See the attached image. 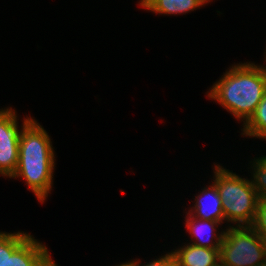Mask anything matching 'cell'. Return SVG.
Masks as SVG:
<instances>
[{"instance_id": "1", "label": "cell", "mask_w": 266, "mask_h": 266, "mask_svg": "<svg viewBox=\"0 0 266 266\" xmlns=\"http://www.w3.org/2000/svg\"><path fill=\"white\" fill-rule=\"evenodd\" d=\"M19 139V157L11 178L21 177L43 203L52 190L55 151L44 128L32 117L24 118Z\"/></svg>"}, {"instance_id": "2", "label": "cell", "mask_w": 266, "mask_h": 266, "mask_svg": "<svg viewBox=\"0 0 266 266\" xmlns=\"http://www.w3.org/2000/svg\"><path fill=\"white\" fill-rule=\"evenodd\" d=\"M231 67L207 95L245 124L266 92V66L246 62Z\"/></svg>"}, {"instance_id": "3", "label": "cell", "mask_w": 266, "mask_h": 266, "mask_svg": "<svg viewBox=\"0 0 266 266\" xmlns=\"http://www.w3.org/2000/svg\"><path fill=\"white\" fill-rule=\"evenodd\" d=\"M214 184L222 199L225 221L237 223L235 226H252L259 196L251 185L250 180L220 165L214 167Z\"/></svg>"}, {"instance_id": "4", "label": "cell", "mask_w": 266, "mask_h": 266, "mask_svg": "<svg viewBox=\"0 0 266 266\" xmlns=\"http://www.w3.org/2000/svg\"><path fill=\"white\" fill-rule=\"evenodd\" d=\"M224 266H261L266 264V241L251 226H229L219 250Z\"/></svg>"}, {"instance_id": "5", "label": "cell", "mask_w": 266, "mask_h": 266, "mask_svg": "<svg viewBox=\"0 0 266 266\" xmlns=\"http://www.w3.org/2000/svg\"><path fill=\"white\" fill-rule=\"evenodd\" d=\"M47 247L29 233L3 232V266H48Z\"/></svg>"}, {"instance_id": "6", "label": "cell", "mask_w": 266, "mask_h": 266, "mask_svg": "<svg viewBox=\"0 0 266 266\" xmlns=\"http://www.w3.org/2000/svg\"><path fill=\"white\" fill-rule=\"evenodd\" d=\"M17 113L12 108L0 109V175L11 178L19 157V130Z\"/></svg>"}, {"instance_id": "7", "label": "cell", "mask_w": 266, "mask_h": 266, "mask_svg": "<svg viewBox=\"0 0 266 266\" xmlns=\"http://www.w3.org/2000/svg\"><path fill=\"white\" fill-rule=\"evenodd\" d=\"M192 208L188 212L192 217L220 223L225 221L222 199L214 183L205 187L199 195L195 196V204Z\"/></svg>"}, {"instance_id": "8", "label": "cell", "mask_w": 266, "mask_h": 266, "mask_svg": "<svg viewBox=\"0 0 266 266\" xmlns=\"http://www.w3.org/2000/svg\"><path fill=\"white\" fill-rule=\"evenodd\" d=\"M186 217L185 226L188 229L190 236L194 238H191L192 244L210 249H220L224 236V231H221L220 233L219 231L218 233L216 231V227L218 228V225L221 224L220 222L198 219L192 217L188 213L186 214ZM209 233L210 235H208ZM204 235L206 236L204 237Z\"/></svg>"}, {"instance_id": "9", "label": "cell", "mask_w": 266, "mask_h": 266, "mask_svg": "<svg viewBox=\"0 0 266 266\" xmlns=\"http://www.w3.org/2000/svg\"><path fill=\"white\" fill-rule=\"evenodd\" d=\"M220 249H210L188 243L173 251L177 266H216Z\"/></svg>"}, {"instance_id": "10", "label": "cell", "mask_w": 266, "mask_h": 266, "mask_svg": "<svg viewBox=\"0 0 266 266\" xmlns=\"http://www.w3.org/2000/svg\"><path fill=\"white\" fill-rule=\"evenodd\" d=\"M205 5L201 0H147L142 6L147 11L164 15L189 13Z\"/></svg>"}, {"instance_id": "11", "label": "cell", "mask_w": 266, "mask_h": 266, "mask_svg": "<svg viewBox=\"0 0 266 266\" xmlns=\"http://www.w3.org/2000/svg\"><path fill=\"white\" fill-rule=\"evenodd\" d=\"M244 136L263 138L266 140V92L255 112L249 120L243 124Z\"/></svg>"}, {"instance_id": "12", "label": "cell", "mask_w": 266, "mask_h": 266, "mask_svg": "<svg viewBox=\"0 0 266 266\" xmlns=\"http://www.w3.org/2000/svg\"><path fill=\"white\" fill-rule=\"evenodd\" d=\"M253 178L250 180L252 187L259 197L266 196V160L259 157L252 163Z\"/></svg>"}, {"instance_id": "13", "label": "cell", "mask_w": 266, "mask_h": 266, "mask_svg": "<svg viewBox=\"0 0 266 266\" xmlns=\"http://www.w3.org/2000/svg\"><path fill=\"white\" fill-rule=\"evenodd\" d=\"M251 227L266 241V196L259 198L255 220Z\"/></svg>"}, {"instance_id": "14", "label": "cell", "mask_w": 266, "mask_h": 266, "mask_svg": "<svg viewBox=\"0 0 266 266\" xmlns=\"http://www.w3.org/2000/svg\"><path fill=\"white\" fill-rule=\"evenodd\" d=\"M140 261L136 259V261L132 260L130 261V266H177L175 257L173 252L171 251L170 253L164 254V256H161L157 258L156 260H152L151 262L141 265L139 264Z\"/></svg>"}, {"instance_id": "15", "label": "cell", "mask_w": 266, "mask_h": 266, "mask_svg": "<svg viewBox=\"0 0 266 266\" xmlns=\"http://www.w3.org/2000/svg\"><path fill=\"white\" fill-rule=\"evenodd\" d=\"M0 266H3V232H0Z\"/></svg>"}, {"instance_id": "16", "label": "cell", "mask_w": 266, "mask_h": 266, "mask_svg": "<svg viewBox=\"0 0 266 266\" xmlns=\"http://www.w3.org/2000/svg\"><path fill=\"white\" fill-rule=\"evenodd\" d=\"M48 266H57V264H55V262H54V261L52 260V258H51V260H50Z\"/></svg>"}, {"instance_id": "17", "label": "cell", "mask_w": 266, "mask_h": 266, "mask_svg": "<svg viewBox=\"0 0 266 266\" xmlns=\"http://www.w3.org/2000/svg\"><path fill=\"white\" fill-rule=\"evenodd\" d=\"M117 266H130V262L128 261V263L127 262L126 263H122V264L117 265Z\"/></svg>"}, {"instance_id": "18", "label": "cell", "mask_w": 266, "mask_h": 266, "mask_svg": "<svg viewBox=\"0 0 266 266\" xmlns=\"http://www.w3.org/2000/svg\"><path fill=\"white\" fill-rule=\"evenodd\" d=\"M146 1L147 0H141L139 5L142 7Z\"/></svg>"}, {"instance_id": "19", "label": "cell", "mask_w": 266, "mask_h": 266, "mask_svg": "<svg viewBox=\"0 0 266 266\" xmlns=\"http://www.w3.org/2000/svg\"><path fill=\"white\" fill-rule=\"evenodd\" d=\"M203 3L207 4L209 3L211 0H201Z\"/></svg>"}, {"instance_id": "20", "label": "cell", "mask_w": 266, "mask_h": 266, "mask_svg": "<svg viewBox=\"0 0 266 266\" xmlns=\"http://www.w3.org/2000/svg\"><path fill=\"white\" fill-rule=\"evenodd\" d=\"M216 266H224V265H222L221 263H218Z\"/></svg>"}]
</instances>
